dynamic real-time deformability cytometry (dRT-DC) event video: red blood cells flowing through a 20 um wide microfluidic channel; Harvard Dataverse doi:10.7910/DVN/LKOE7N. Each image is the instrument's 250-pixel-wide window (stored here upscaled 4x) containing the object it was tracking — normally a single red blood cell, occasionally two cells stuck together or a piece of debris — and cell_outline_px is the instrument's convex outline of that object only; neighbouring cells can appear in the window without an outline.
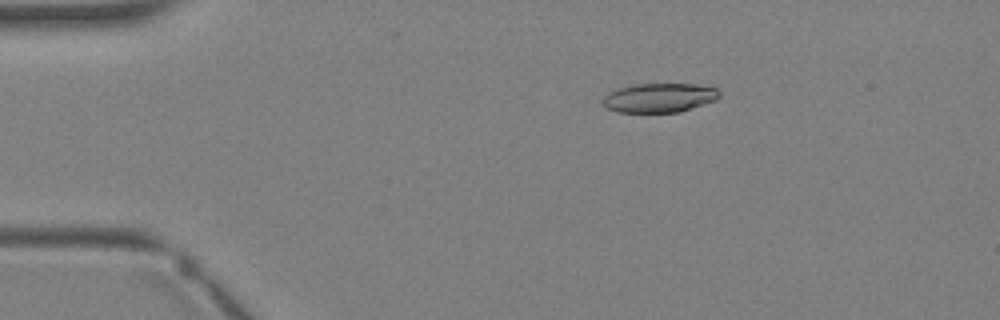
{"species": "Egyptian fruit bat (a non-hibernating species)", "species_latin": "Rousettus aegyptiacus", "temperature_condition": "warm", "stored_images_in_passage": 2, "camera_frame_rate_fps": 3000, "um_per_image_px": 0.085, "animal": {"sex": "female"}, "frame": {"image": 1, "passage_image": 2, "time_ms": 2.0, "image_size_px": [1000, 320], "cell_outline_px": [[720, 96], [716, 100], [680, 112], [616, 112], [608, 108], [604, 104], [604, 96], [608, 92], [620, 88], [636, 84], [696, 84], [716, 88], [720, 92]], "centroid_in_image_um": [56.07, 8.31], "position_along_channel_um": 28.9, "area_um2": 19.71}}